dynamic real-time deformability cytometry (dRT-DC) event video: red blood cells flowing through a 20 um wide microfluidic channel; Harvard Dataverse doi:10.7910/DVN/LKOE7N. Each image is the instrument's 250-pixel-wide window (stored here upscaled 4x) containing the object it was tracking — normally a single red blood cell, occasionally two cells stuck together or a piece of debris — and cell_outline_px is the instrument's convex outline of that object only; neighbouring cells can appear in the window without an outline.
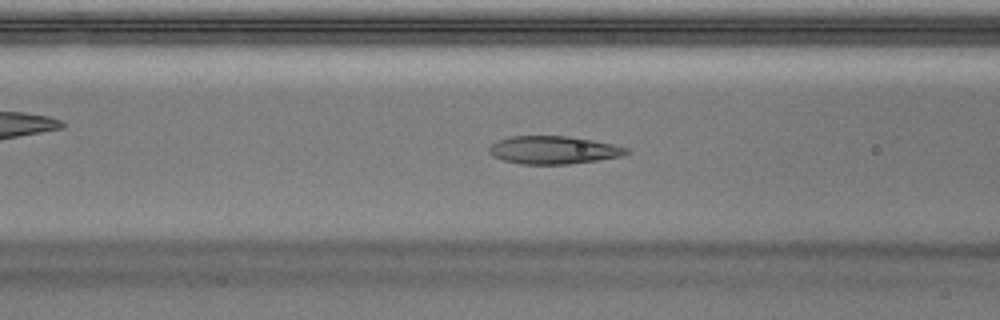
{"species": "Egyptian fruit bat (a non-hibernating species)", "species_latin": "Rousettus aegyptiacus", "temperature_condition": "warm", "stored_images_in_passage": 49, "camera_frame_rate_fps": 3000, "um_per_image_px": 0.085, "animal": {"sex": "male"}, "frame": {"image": 1, "passage_image": 19, "time_ms": 6.0, "image_size_px": [1000, 320], "cell_outline_px": [[632, 152], [620, 156], [596, 160], [568, 164], [520, 164], [504, 160], [492, 156], [488, 152], [488, 148], [492, 144], [508, 136], [568, 136], [592, 140], [612, 144], [628, 148]], "centroid_in_image_um": [47.03, 12.75], "position_along_channel_um": 119.6, "area_um2": 22.25}}
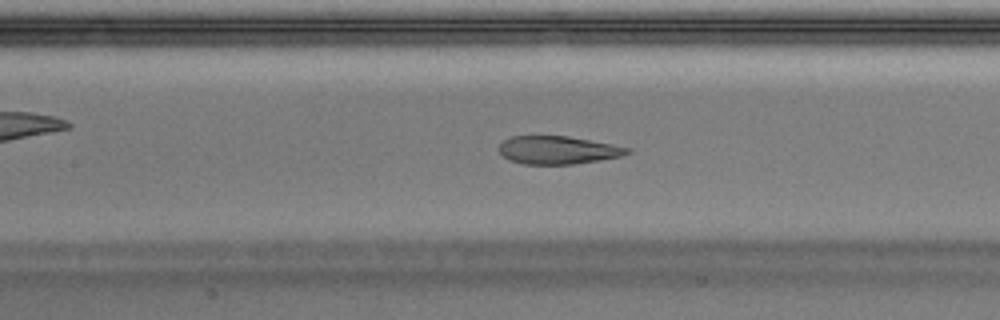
{"frame": {"image": 2, "passage_image": 22, "time_ms": 7.0, "image_size_px": [1000, 320], "cell_outline_px": [[632, 152], [620, 156], [600, 160], [572, 164], [524, 164], [508, 160], [496, 148], [504, 140], [512, 136], [568, 136], [612, 144], [632, 148]], "centroid_in_image_um": [47.41, 12.75], "position_along_channel_um": 160.0, "area_um2": 20.98}}
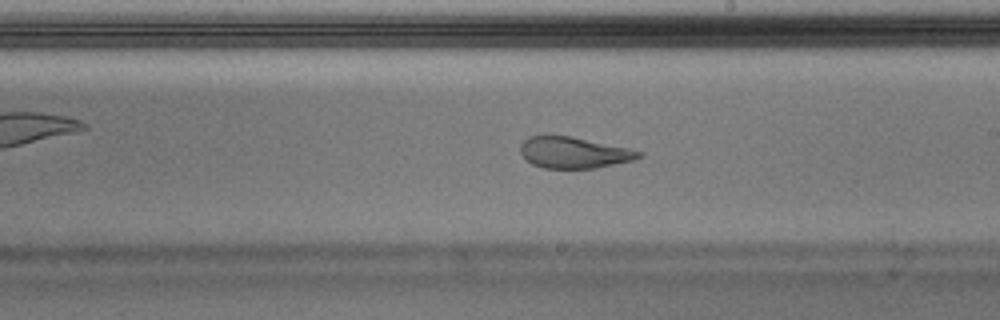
{"frame": {"image": 3, "passage_image": 28, "time_ms": 9.0, "image_size_px": [1000, 320], "cell_outline_px": [[644, 156], [636, 160], [596, 168], [544, 168], [532, 164], [520, 152], [520, 144], [528, 136], [572, 136], [628, 148], [644, 152]], "centroid_in_image_um": [48.83, 12.97], "position_along_channel_um": 240.2, "area_um2": 21.62}, "authors_computed_cell_mechanics": {"area_um2": 23.2356, "velocity_mm_per_s": 4.0203, "shape_relaxation_time_tau1_ms": null, "shape_relaxation_time_tau2_ms": 1.2332, "deformation_change_tau1": null, "deformation_change_tau2": 0.0806}}